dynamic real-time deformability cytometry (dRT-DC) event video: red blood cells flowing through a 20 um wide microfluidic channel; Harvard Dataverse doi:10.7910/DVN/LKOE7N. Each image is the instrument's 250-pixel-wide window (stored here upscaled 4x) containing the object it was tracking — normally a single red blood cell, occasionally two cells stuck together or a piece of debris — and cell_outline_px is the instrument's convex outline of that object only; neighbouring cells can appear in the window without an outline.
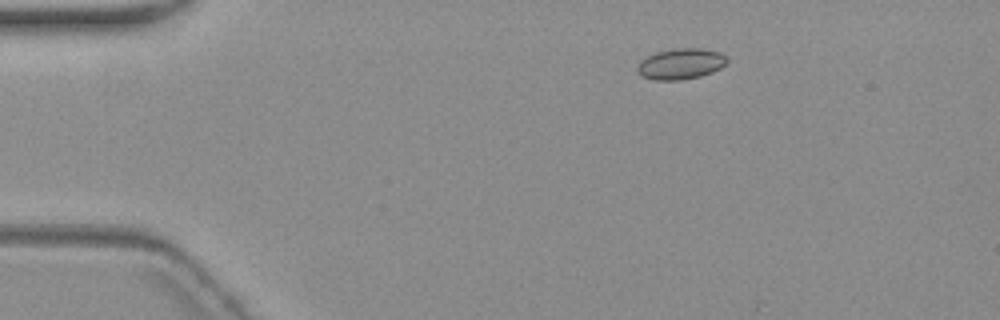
{"species": "common noctule bat (a hibernating species)", "species_latin": "Nyctalus noctula", "temperature_condition": "warm", "stored_images_in_passage": 4, "camera_frame_rate_fps": 3000, "um_per_image_px": 0.085, "animal": {"sex": "female", "body_mass_g": 19.3, "forearm_length_mm": 54.1}, "frame": {"image": 1, "passage_image": 2, "time_ms": 2.0, "image_size_px": [1000, 320], "cell_outline_px": [[728, 60], [720, 68], [712, 72], [700, 76], [680, 80], [656, 80], [640, 76], [636, 72], [636, 68], [640, 60], [656, 52], [676, 48], [704, 48], [720, 52], [728, 56]], "centroid_in_image_um": [57.85, 5.42], "position_along_channel_um": 27.1, "area_um2": 16.3}}
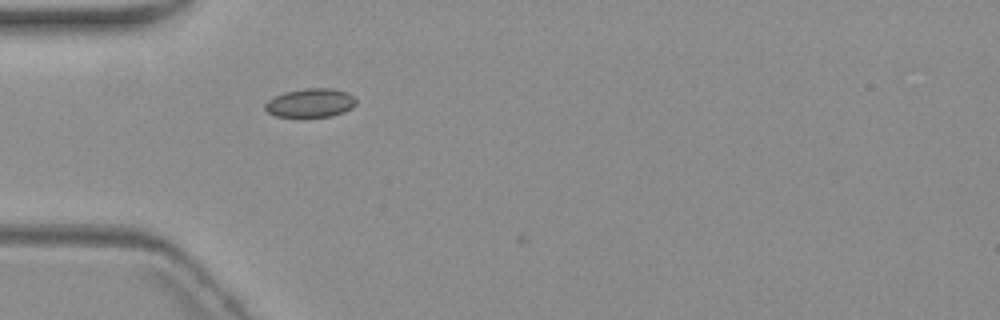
{"frame": {"image": 2, "passage_image": 4, "time_ms": 4.667, "image_size_px": [1000, 320], "cell_outline_px": [[356, 104], [352, 108], [344, 112], [332, 116], [276, 116], [268, 112], [264, 108], [264, 104], [268, 100], [284, 92], [304, 88], [332, 88], [348, 92], [356, 96]], "centroid_in_image_um": [26.43, 8.73], "position_along_channel_um": 58.6, "area_um2": 15.32}}